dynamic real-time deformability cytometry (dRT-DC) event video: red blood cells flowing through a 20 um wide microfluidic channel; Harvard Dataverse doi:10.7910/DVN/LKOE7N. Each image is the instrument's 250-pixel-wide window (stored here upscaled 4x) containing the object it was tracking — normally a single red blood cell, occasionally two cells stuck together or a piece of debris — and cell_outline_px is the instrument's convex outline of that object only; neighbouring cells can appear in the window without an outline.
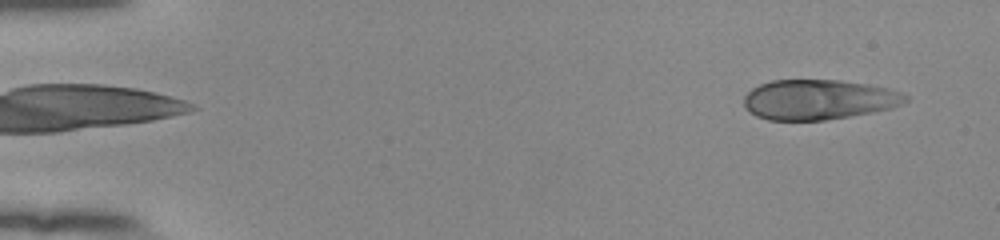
{"species": "human", "species_latin": "Homo sapiens", "temperature_condition": "room temperature", "stored_images_in_passage": 52, "camera_frame_rate_fps": 3000, "um_per_image_px": 0.085, "donor": {"sex": "female"}, "frame": {"image": 1, "passage_image": 3, "time_ms": 0.667, "image_size_px": [1000, 240], "cell_outline_px": [[908, 100], [892, 108], [872, 112], [824, 120], [768, 120], [756, 116], [748, 112], [744, 104], [744, 96], [752, 88], [760, 84], [772, 80], [836, 80], [868, 84], [888, 88], [900, 92], [908, 96]], "centroid_in_image_um": [69.55, 8.46], "position_along_channel_um": 15.4, "area_um2": 37.63}}
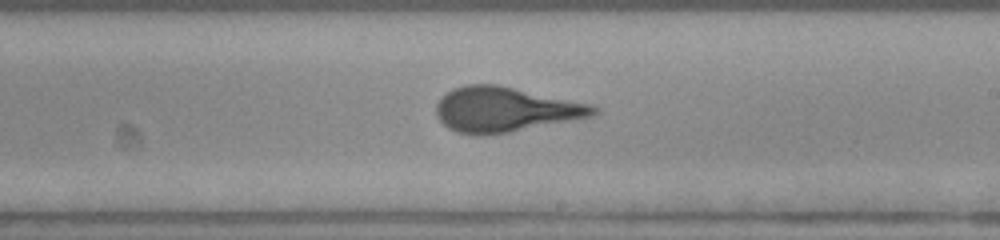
{"frame": {"image": 2, "passage_image": 31, "time_ms": 10.0, "image_size_px": [1000, 240], "cell_outline_px": [[600, 112], [592, 116], [508, 132], [480, 136], [472, 136], [456, 132], [448, 128], [436, 116], [436, 104], [440, 96], [452, 88], [464, 84], [496, 84], [592, 104], [600, 108]], "centroid_in_image_um": [42.89, 9.3], "position_along_channel_um": 246.1, "area_um2": 41.33}}
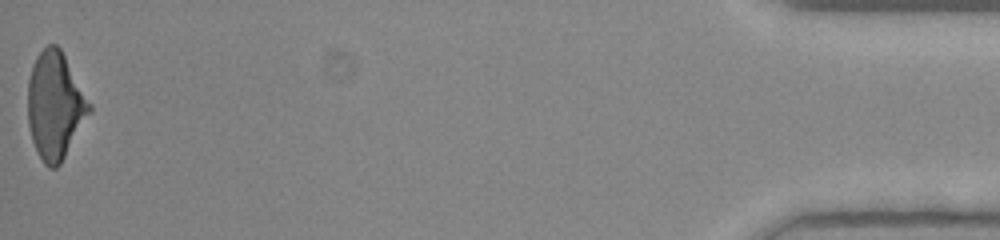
{"frame": {"image": 3, "passage_image": 52, "time_ms": 17.0, "image_size_px": [1000, 240], "cell_outline_px": [[92, 112], [60, 164], [56, 168], [48, 168], [44, 164], [32, 140], [28, 124], [28, 80], [32, 64], [36, 56], [48, 44], [56, 44], [60, 48], [92, 104]], "centroid_in_image_um": [4.69, 8.97], "position_along_channel_um": 430.5, "area_um2": 38.61}}